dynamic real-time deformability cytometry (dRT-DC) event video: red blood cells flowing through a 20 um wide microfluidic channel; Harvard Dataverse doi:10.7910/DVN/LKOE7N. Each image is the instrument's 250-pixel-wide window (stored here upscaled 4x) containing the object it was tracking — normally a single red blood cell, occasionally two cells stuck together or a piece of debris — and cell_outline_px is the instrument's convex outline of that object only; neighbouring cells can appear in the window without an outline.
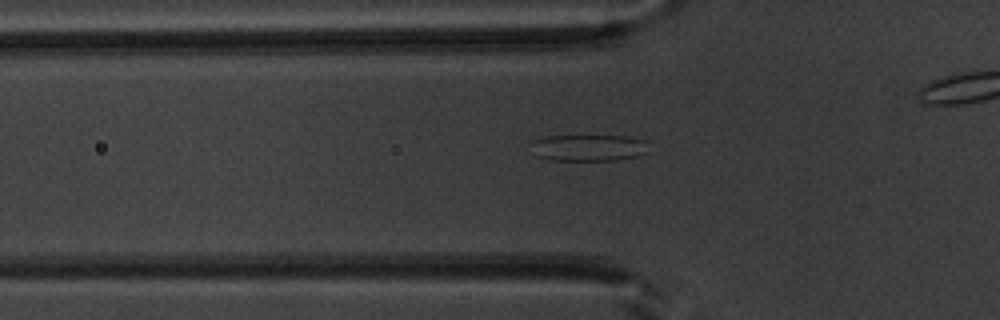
{"species": "common noctule bat (a hibernating species)", "species_latin": "Nyctalus noctula", "temperature_condition": "warm", "stored_images_in_passage": 43, "camera_frame_rate_fps": 3000, "um_per_image_px": 0.085, "animal": {"sex": "male", "body_mass_g": 20.1, "forearm_length_mm": 53.5}, "frame": {"image": 1, "passage_image": 18, "time_ms": 5.667, "image_size_px": [1000, 320], "cell_outline_px": [[644, 152], [636, 156], [616, 160], [552, 160], [536, 156], [528, 144], [532, 140], [548, 136], [624, 136], [644, 140]], "centroid_in_image_um": [49.89, 12.56], "position_along_channel_um": 75.9, "area_um2": 17.98}}
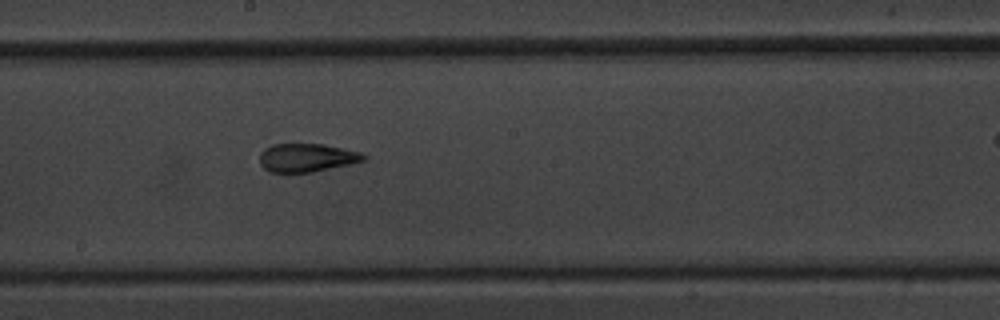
{"frame": {"image": 2, "passage_image": 29, "time_ms": 9.333, "image_size_px": [1000, 320], "cell_outline_px": [[368, 160], [312, 172], [272, 172], [264, 168], [260, 164], [260, 152], [264, 148], [272, 144], [324, 144], [360, 152], [368, 156]], "centroid_in_image_um": [26.09, 13.39], "position_along_channel_um": 222.1, "area_um2": 17.22}}
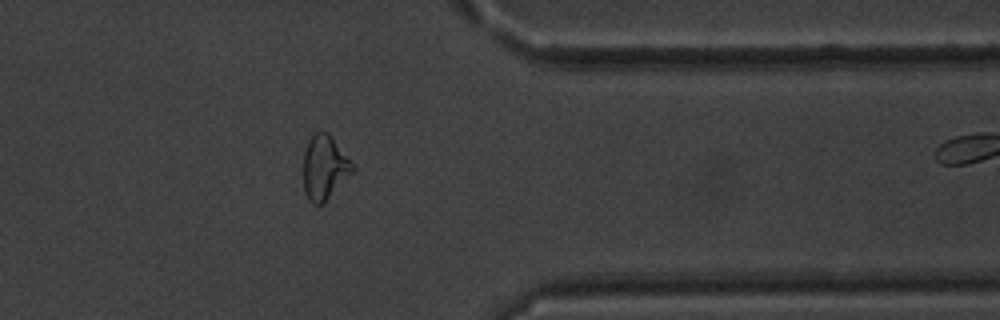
{"frame": {"image": 3, "passage_image": 42, "time_ms": 13.667, "image_size_px": [1000, 320], "cell_outline_px": [[356, 168], [324, 204], [312, 204], [308, 200], [304, 192], [304, 152], [308, 140], [316, 132], [328, 132]], "centroid_in_image_um": [27.57, 14.27], "position_along_channel_um": 383.8, "area_um2": 18.32}}